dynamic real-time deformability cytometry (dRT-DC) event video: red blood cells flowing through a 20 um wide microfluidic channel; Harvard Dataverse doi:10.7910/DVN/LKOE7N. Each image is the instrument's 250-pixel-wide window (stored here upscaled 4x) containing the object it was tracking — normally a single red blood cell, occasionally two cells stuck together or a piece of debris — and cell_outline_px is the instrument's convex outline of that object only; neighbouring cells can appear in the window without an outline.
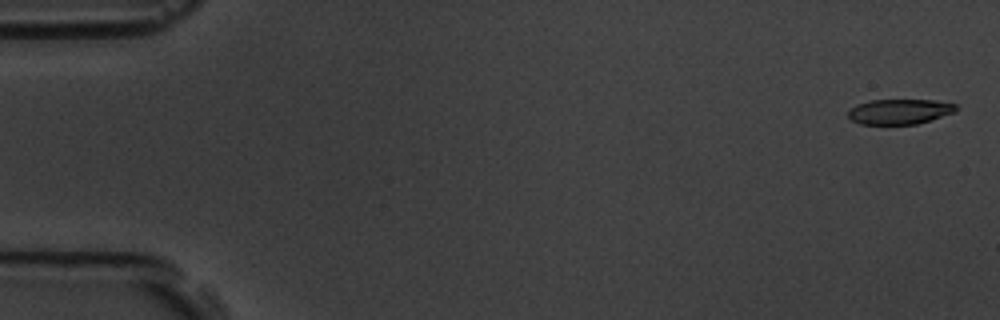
{"species": "common noctule bat (a hibernating species)", "species_latin": "Nyctalus noctula", "temperature_condition": "room temperature", "stored_images_in_passage": 6, "camera_frame_rate_fps": 3000, "um_per_image_px": 0.085, "animal": {"sex": "male", "body_mass_g": 19.5, "forearm_length_mm": 54.6}, "frame": {"image": 1, "passage_image": 1, "time_ms": 0.0, "image_size_px": [1000, 320], "cell_outline_px": [[956, 112], [916, 124], [860, 124], [852, 120], [848, 116], [848, 112], [856, 104], [872, 100], [932, 100], [956, 104]], "centroid_in_image_um": [76.46, 9.48], "position_along_channel_um": 8.5, "area_um2": 15.66}}
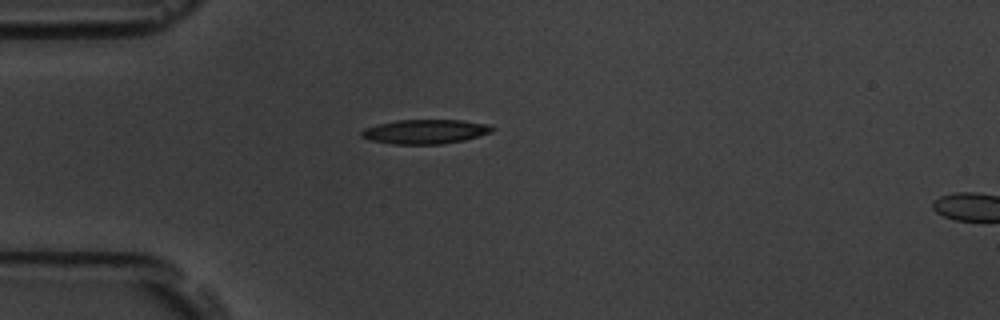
{"frame": {"image": 2, "passage_image": 5, "time_ms": 4.667, "image_size_px": [1000, 320], "cell_outline_px": [[496, 128], [492, 132], [464, 140], [440, 144], [396, 144], [368, 140], [360, 136], [360, 132], [364, 128], [376, 124], [396, 120], [460, 120], [488, 124]], "centroid_in_image_um": [36.11, 11.18], "position_along_channel_um": 48.9, "area_um2": 18.61}}